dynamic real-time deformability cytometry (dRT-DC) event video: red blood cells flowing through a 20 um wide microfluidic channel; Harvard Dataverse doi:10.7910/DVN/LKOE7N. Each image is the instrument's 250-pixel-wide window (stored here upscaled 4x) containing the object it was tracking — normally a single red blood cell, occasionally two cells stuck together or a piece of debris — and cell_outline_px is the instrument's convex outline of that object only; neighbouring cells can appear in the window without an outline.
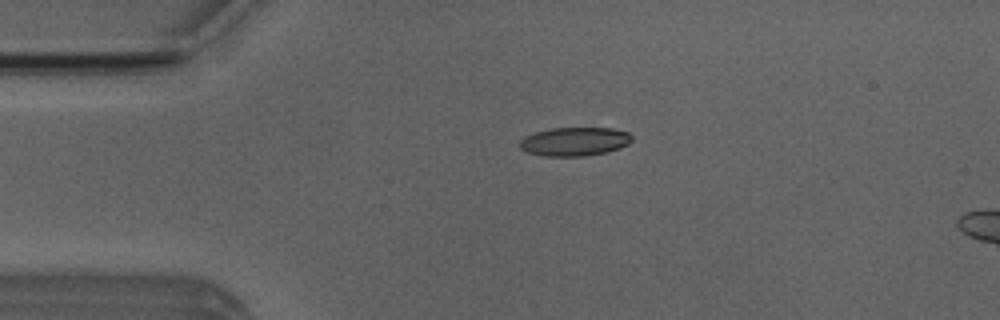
{"species": "Egyptian fruit bat (a non-hibernating species)", "species_latin": "Rousettus aegyptiacus", "temperature_condition": "room temperature", "stored_images_in_passage": 5, "camera_frame_rate_fps": 3000, "um_per_image_px": 0.085, "animal": {"sex": "male"}, "frame": {"image": 1, "passage_image": 4, "time_ms": 3.333, "image_size_px": [1000, 320], "cell_outline_px": [[632, 140], [628, 144], [620, 148], [604, 152], [584, 156], [544, 156], [528, 152], [520, 148], [520, 140], [524, 136], [536, 132], [552, 128], [612, 128], [628, 132], [632, 136]], "centroid_in_image_um": [48.84, 12.02], "position_along_channel_um": 36.2, "area_um2": 18.67}}